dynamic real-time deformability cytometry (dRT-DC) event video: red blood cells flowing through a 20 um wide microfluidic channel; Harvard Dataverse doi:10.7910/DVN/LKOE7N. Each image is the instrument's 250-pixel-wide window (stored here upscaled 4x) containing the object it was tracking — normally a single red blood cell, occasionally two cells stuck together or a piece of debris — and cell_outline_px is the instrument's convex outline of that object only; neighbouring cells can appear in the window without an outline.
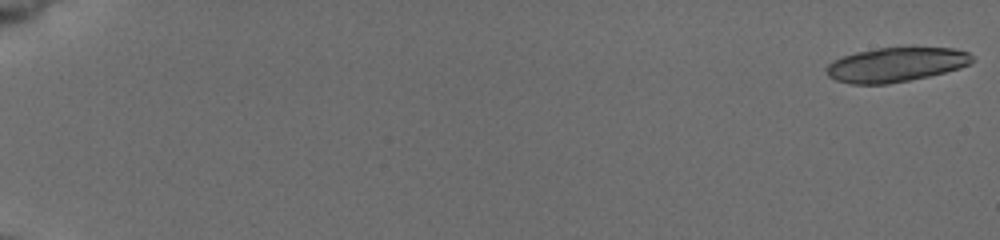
{"species": "common noctule bat (a hibernating species)", "species_latin": "Nyctalus noctula", "temperature_condition": "cold", "stored_images_in_passage": 24, "camera_frame_rate_fps": 3000, "um_per_image_px": 0.085, "animal": {"sex": "female", "body_mass_g": 19.5, "forearm_length_mm": 54.1}, "frame": {"image": 1, "passage_image": 1, "time_ms": 0.0, "image_size_px": [1000, 240], "cell_outline_px": [[976, 60], [960, 68], [928, 76], [888, 84], [852, 84], [836, 80], [828, 76], [824, 68], [832, 60], [856, 52], [880, 48], [912, 44], [952, 48], [968, 52]], "centroid_in_image_um": [76.18, 5.45], "position_along_channel_um": 8.8, "area_um2": 30.06}}